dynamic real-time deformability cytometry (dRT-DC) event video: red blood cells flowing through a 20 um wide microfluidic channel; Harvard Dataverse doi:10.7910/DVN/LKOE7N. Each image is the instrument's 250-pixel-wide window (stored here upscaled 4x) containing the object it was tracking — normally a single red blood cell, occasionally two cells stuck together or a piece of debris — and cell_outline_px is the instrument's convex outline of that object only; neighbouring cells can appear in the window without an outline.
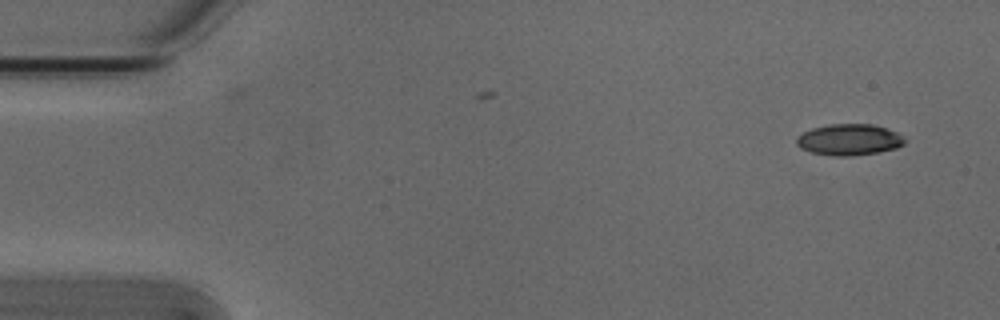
{"species": "Egyptian fruit bat (a non-hibernating species)", "species_latin": "Rousettus aegyptiacus", "temperature_condition": "cold", "stored_images_in_passage": 2, "camera_frame_rate_fps": 3000, "um_per_image_px": 0.085, "animal": {"sex": "male"}, "frame": {"image": 1, "passage_image": 2, "time_ms": 0.333, "image_size_px": [1000, 320], "cell_outline_px": [[908, 140], [904, 144], [896, 148], [880, 152], [848, 156], [832, 156], [808, 152], [800, 148], [796, 144], [796, 136], [812, 128], [828, 124], [872, 124], [888, 128], [896, 132]], "centroid_in_image_um": [72.17, 11.87], "position_along_channel_um": 12.8, "area_um2": 20.0}}